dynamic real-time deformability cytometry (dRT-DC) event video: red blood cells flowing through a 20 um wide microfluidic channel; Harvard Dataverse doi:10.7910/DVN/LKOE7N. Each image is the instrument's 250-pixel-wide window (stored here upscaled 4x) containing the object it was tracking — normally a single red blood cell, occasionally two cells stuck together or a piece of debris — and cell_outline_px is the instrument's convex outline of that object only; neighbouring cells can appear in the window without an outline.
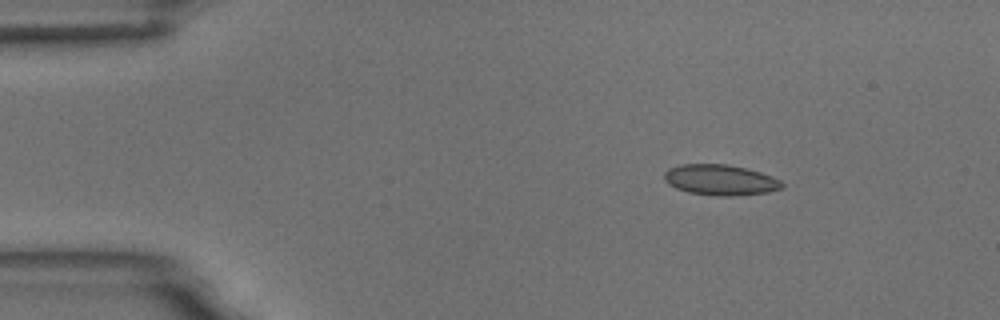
{"species": "common noctule bat (a hibernating species)", "species_latin": "Nyctalus noctula", "temperature_condition": "room temperature", "stored_images_in_passage": 47, "camera_frame_rate_fps": 3000, "um_per_image_px": 0.085, "animal": {"sex": "male", "body_mass_g": 18.8}, "frame": {"image": 1, "passage_image": 1, "time_ms": 0.0, "image_size_px": [1000, 320], "cell_outline_px": [[784, 188], [768, 192], [732, 196], [716, 196], [688, 192], [676, 188], [668, 184], [664, 180], [664, 172], [668, 168], [680, 164], [728, 164], [760, 172], [772, 176], [780, 180], [784, 184]], "centroid_in_image_um": [61.22, 15.29], "position_along_channel_um": 23.8, "area_um2": 21.15}}
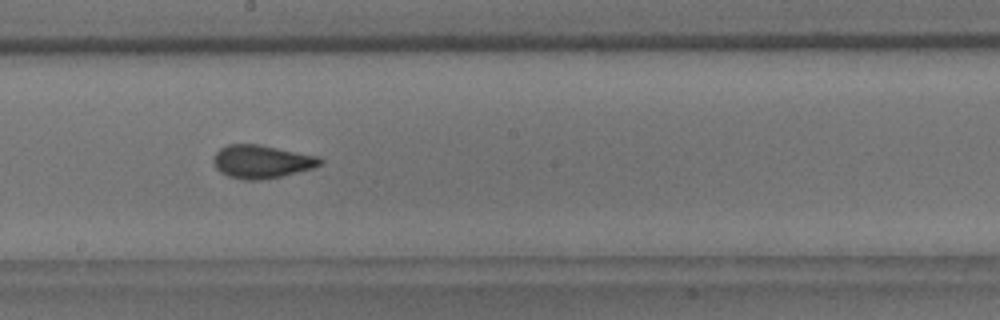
{"frame": {"image": 2, "passage_image": 23, "time_ms": 7.333, "image_size_px": [1000, 320], "cell_outline_px": [[324, 160], [320, 164], [312, 168], [280, 176], [260, 180], [244, 180], [228, 176], [220, 172], [216, 168], [212, 160], [216, 152], [220, 148], [228, 144], [260, 144], [320, 156]], "centroid_in_image_um": [22.23, 13.72], "position_along_channel_um": 226.0, "area_um2": 20.69}}
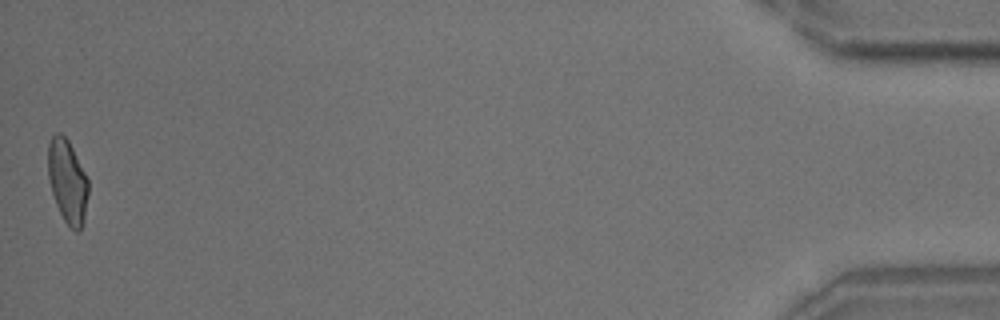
{"frame": {"image": 3, "passage_image": 47, "time_ms": 15.333, "image_size_px": [1000, 320], "cell_outline_px": [[88, 196], [84, 220], [80, 232], [76, 232], [64, 220], [56, 204], [52, 192], [48, 176], [48, 144], [52, 136], [56, 132], [60, 132], [68, 140], [88, 180]], "centroid_in_image_um": [5.73, 15.42], "position_along_channel_um": 429.5, "area_um2": 19.42}, "authors_computed_cell_mechanics": {"area_um2": 20.0566, "velocity_mm_per_s": 3.7217, "shape_relaxation_time_tau1_ms": 7.8853, "shape_relaxation_time_tau2_ms": 1.4249, "deformation_change_tau1": 0.1694, "deformation_change_tau2": 0.0629}}